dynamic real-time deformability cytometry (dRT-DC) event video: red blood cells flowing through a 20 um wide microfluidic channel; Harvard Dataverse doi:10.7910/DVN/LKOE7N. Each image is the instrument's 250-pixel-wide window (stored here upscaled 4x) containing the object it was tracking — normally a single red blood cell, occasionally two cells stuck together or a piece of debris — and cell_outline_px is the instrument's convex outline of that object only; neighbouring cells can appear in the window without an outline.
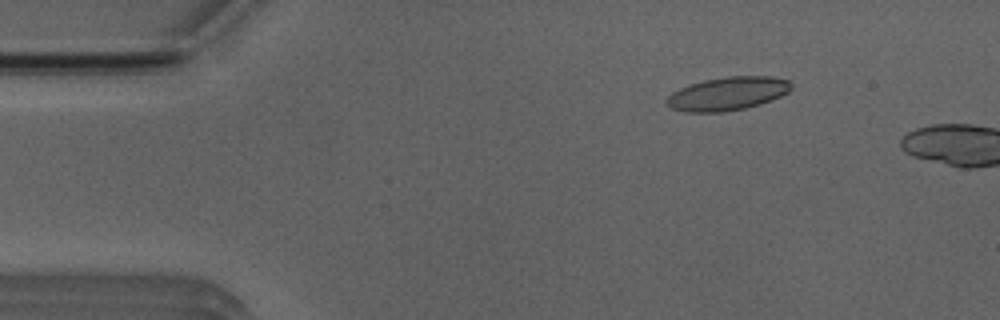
{"species": "Egyptian fruit bat (a non-hibernating species)", "species_latin": "Rousettus aegyptiacus", "temperature_condition": "room temperature", "stored_images_in_passage": 4, "camera_frame_rate_fps": 3000, "um_per_image_px": 0.085, "animal": {"sex": "male"}, "frame": {"image": 1, "passage_image": 1, "time_ms": 0.0, "image_size_px": [1000, 320], "cell_outline_px": [[792, 88], [788, 92], [772, 100], [760, 104], [744, 108], [720, 112], [684, 112], [672, 108], [668, 104], [668, 96], [672, 92], [688, 84], [704, 80], [728, 76], [772, 76], [788, 80], [792, 84]], "centroid_in_image_um": [61.87, 7.95], "position_along_channel_um": 23.1, "area_um2": 24.16}}